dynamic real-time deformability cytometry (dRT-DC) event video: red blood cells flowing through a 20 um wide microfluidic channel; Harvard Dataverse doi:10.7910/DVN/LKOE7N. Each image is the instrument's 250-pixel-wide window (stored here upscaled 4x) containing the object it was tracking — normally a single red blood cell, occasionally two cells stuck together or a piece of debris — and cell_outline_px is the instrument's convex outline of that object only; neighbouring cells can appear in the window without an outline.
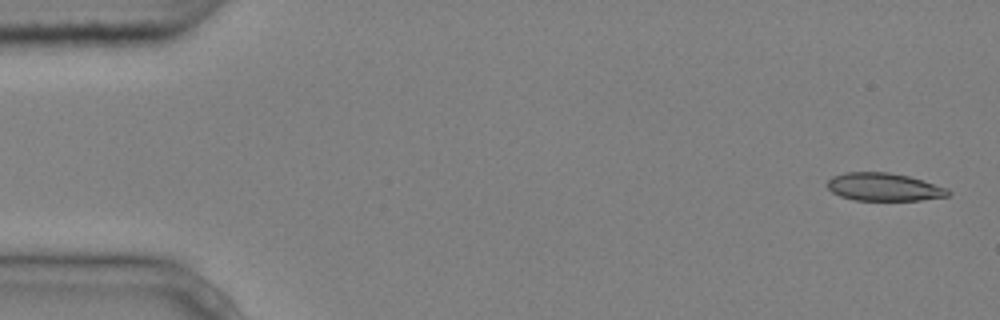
{"species": "common noctule bat (a hibernating species)", "species_latin": "Nyctalus noctula", "temperature_condition": "cold", "stored_images_in_passage": 4, "camera_frame_rate_fps": 3000, "um_per_image_px": 0.085, "animal": {"sex": "male", "body_mass_g": 20.4}, "frame": {"image": 1, "passage_image": 1, "time_ms": 0.0, "image_size_px": [1000, 320], "cell_outline_px": [[952, 192], [948, 196], [920, 200], [856, 200], [840, 196], [832, 192], [828, 188], [828, 180], [832, 176], [844, 172], [888, 172], [908, 176], [924, 180], [948, 188]], "centroid_in_image_um": [75.15, 15.89], "position_along_channel_um": 9.8, "area_um2": 19.71}}
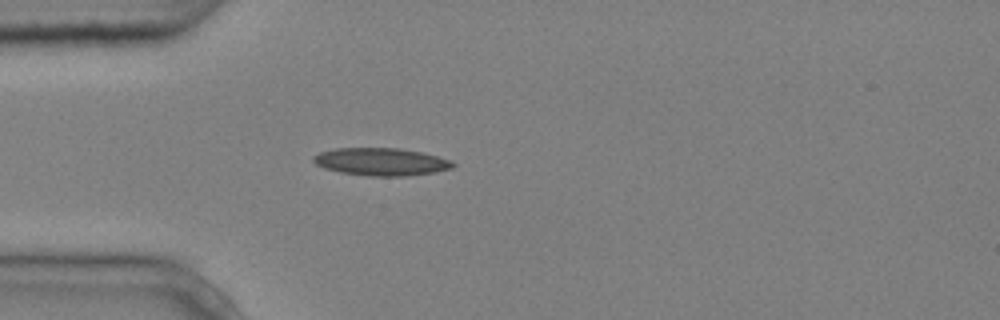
{"frame": {"image": 2, "passage_image": 4, "time_ms": 1.0, "image_size_px": [1000, 320], "cell_outline_px": [[456, 164], [452, 168], [432, 172], [404, 176], [368, 176], [340, 172], [324, 168], [316, 164], [312, 160], [312, 156], [320, 152], [336, 148], [400, 148], [424, 152], [452, 160]], "centroid_in_image_um": [32.4, 13.74], "position_along_channel_um": 52.6, "area_um2": 22.54}}